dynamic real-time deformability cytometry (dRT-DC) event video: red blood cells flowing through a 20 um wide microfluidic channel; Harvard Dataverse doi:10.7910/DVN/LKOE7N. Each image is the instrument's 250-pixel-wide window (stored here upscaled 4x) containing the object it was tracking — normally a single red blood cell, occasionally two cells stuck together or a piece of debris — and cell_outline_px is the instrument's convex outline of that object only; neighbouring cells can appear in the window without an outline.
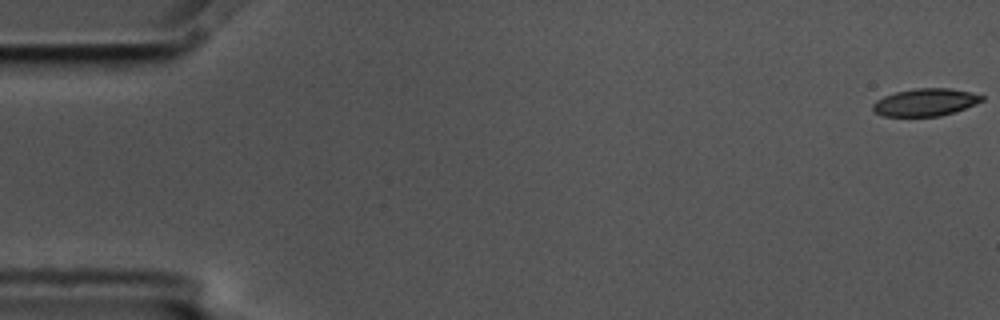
{"species": "common noctule bat (a hibernating species)", "species_latin": "Nyctalus noctula", "temperature_condition": "cold", "stored_images_in_passage": 8, "camera_frame_rate_fps": 3000, "um_per_image_px": 0.085, "animal": {"sex": "male", "body_mass_g": 17.5, "forearm_length_mm": 52.3}, "frame": {"image": 1, "passage_image": 1, "time_ms": 0.0, "image_size_px": [1000, 320], "cell_outline_px": [[984, 100], [976, 104], [956, 112], [940, 116], [884, 116], [876, 112], [872, 108], [872, 104], [876, 100], [884, 96], [896, 92], [916, 88], [948, 88], [972, 92], [984, 96]], "centroid_in_image_um": [78.69, 8.69], "position_along_channel_um": 6.3, "area_um2": 17.51}}
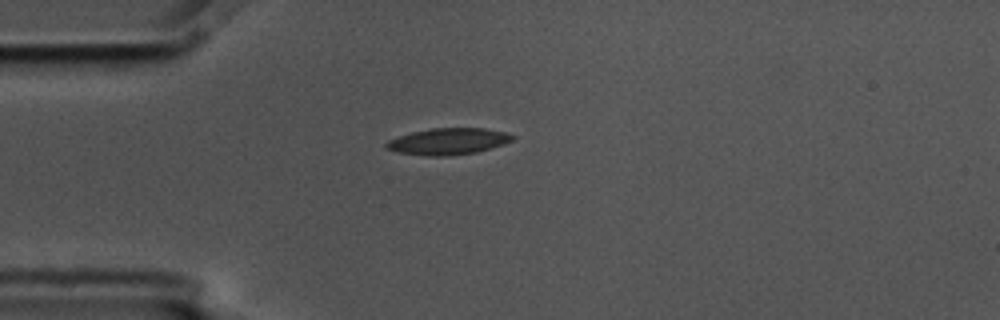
{"frame": {"image": 2, "passage_image": 5, "time_ms": 1.333, "image_size_px": [1000, 320], "cell_outline_px": [[516, 136], [512, 140], [504, 144], [476, 152], [448, 156], [428, 156], [400, 152], [384, 148], [384, 144], [388, 140], [412, 132], [432, 128], [484, 128], [508, 132]], "centroid_in_image_um": [38.12, 12.01], "position_along_channel_um": 46.9, "area_um2": 19.48}}